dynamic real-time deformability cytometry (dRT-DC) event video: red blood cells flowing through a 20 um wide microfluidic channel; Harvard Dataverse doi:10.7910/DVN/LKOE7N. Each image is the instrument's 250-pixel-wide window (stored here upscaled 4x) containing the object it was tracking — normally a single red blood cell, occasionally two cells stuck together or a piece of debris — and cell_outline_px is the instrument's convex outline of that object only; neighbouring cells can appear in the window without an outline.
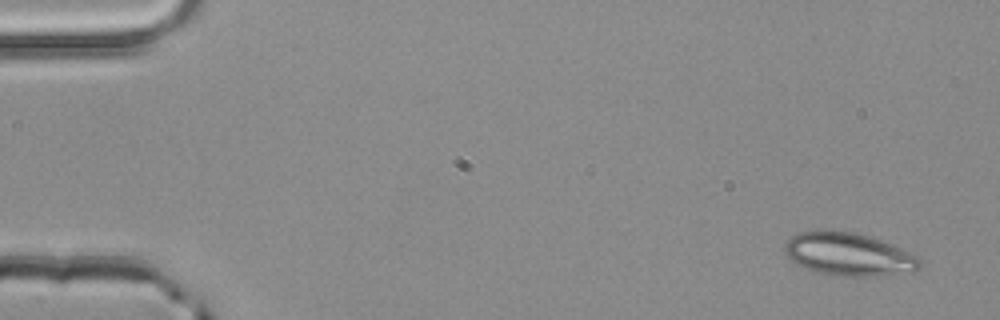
{"species": "common noctule bat (a hibernating species)", "species_latin": "Nyctalus noctula", "temperature_condition": "room temperature", "stored_images_in_passage": 51, "camera_frame_rate_fps": 3000, "um_per_image_px": 0.085, "animal": {"sex": "male", "body_mass_g": 20.4}, "frame": {"image": 1, "passage_image": 2, "time_ms": 0.333, "image_size_px": [1000, 320], "cell_outline_px": [[924, 264], [916, 272], [876, 276], [832, 276], [816, 272], [792, 260], [784, 252], [784, 244], [796, 232], [812, 228], [828, 228], [852, 232], [872, 236], [892, 244], [916, 256]], "centroid_in_image_um": [72.13, 21.58], "position_along_channel_um": 12.9, "area_um2": 34.68}}
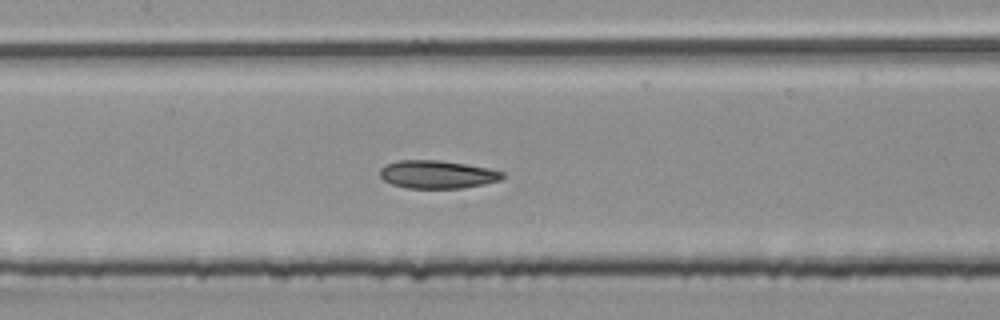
{"frame": {"image": 2, "passage_image": 24, "time_ms": 7.667, "image_size_px": [1000, 320], "cell_outline_px": [[504, 176], [500, 180], [484, 184], [460, 188], [404, 188], [392, 184], [384, 180], [380, 176], [380, 168], [384, 164], [396, 160], [440, 160], [488, 168], [504, 172]], "centroid_in_image_um": [37.12, 14.82], "position_along_channel_um": 170.3, "area_um2": 20.06}}
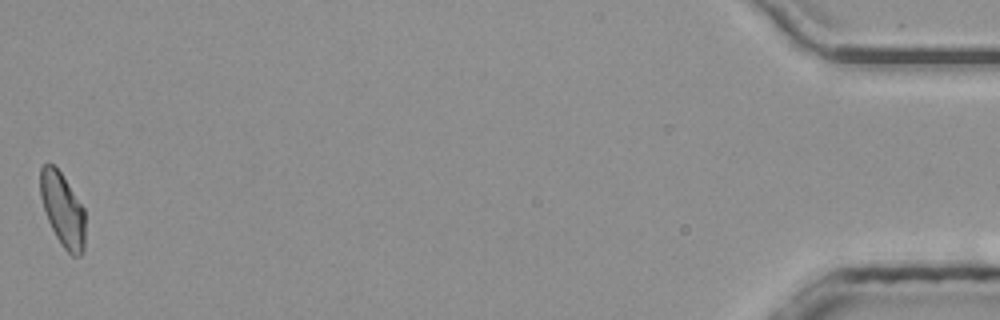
{"frame": {"image": 3, "passage_image": 51, "time_ms": 16.667, "image_size_px": [1000, 320], "cell_outline_px": [[84, 252], [80, 256], [72, 256], [60, 244], [48, 220], [40, 196], [40, 168], [44, 164], [52, 164], [60, 172], [84, 208]], "centroid_in_image_um": [5.32, 17.85], "position_along_channel_um": 429.9, "area_um2": 19.02}, "authors_computed_cell_mechanics": {"area_um2": 20.0566, "velocity_mm_per_s": 4.0277, "shape_relaxation_time_tau1_ms": 4.6749, "shape_relaxation_time_tau2_ms": 1.6841, "deformation_change_tau1": 0.1356, "deformation_change_tau2": 0.0857}}